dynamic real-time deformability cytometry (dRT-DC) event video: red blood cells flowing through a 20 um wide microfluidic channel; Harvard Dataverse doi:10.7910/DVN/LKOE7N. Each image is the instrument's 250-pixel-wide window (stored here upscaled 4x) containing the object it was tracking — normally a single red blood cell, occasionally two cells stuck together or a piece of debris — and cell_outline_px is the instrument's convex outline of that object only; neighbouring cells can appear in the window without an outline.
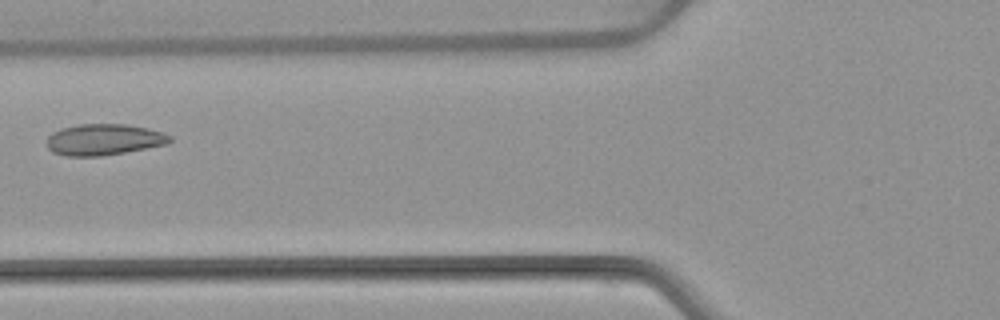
{"species": "common noctule bat (a hibernating species)", "species_latin": "Nyctalus noctula", "temperature_condition": "warm", "stored_images_in_passage": 5, "camera_frame_rate_fps": 3000, "um_per_image_px": 0.085, "animal": {"sex": "female", "body_mass_g": 22.7, "forearm_length_mm": 54.2}, "frame": {"image": 1, "passage_image": 5, "time_ms": 4.667, "image_size_px": [1000, 320], "cell_outline_px": [[172, 140], [168, 144], [124, 152], [100, 156], [64, 156], [52, 152], [48, 148], [48, 136], [52, 132], [60, 128], [80, 124], [128, 124], [148, 128], [164, 132], [172, 136]], "centroid_in_image_um": [8.84, 11.86], "position_along_channel_um": 117.0, "area_um2": 22.54}}